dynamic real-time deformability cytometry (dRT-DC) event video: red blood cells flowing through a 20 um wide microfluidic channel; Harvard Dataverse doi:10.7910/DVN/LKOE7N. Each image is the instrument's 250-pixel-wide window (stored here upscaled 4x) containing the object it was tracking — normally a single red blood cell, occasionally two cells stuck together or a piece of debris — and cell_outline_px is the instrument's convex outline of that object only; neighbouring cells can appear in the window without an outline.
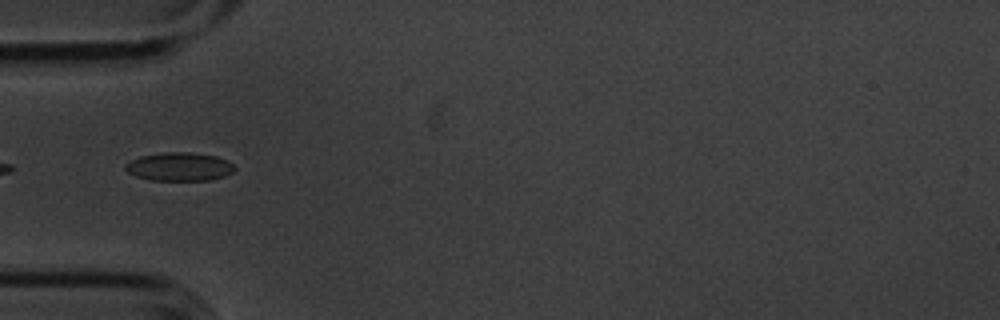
{"species": "common noctule bat (a hibernating species)", "species_latin": "Nyctalus noctula", "temperature_condition": "cold", "stored_images_in_passage": 5, "camera_frame_rate_fps": 3000, "um_per_image_px": 0.085, "animal": {"sex": "male", "body_mass_g": 20.1, "forearm_length_mm": 53.5}, "frame": {"image": 1, "passage_image": 5, "time_ms": 1.333, "image_size_px": [1000, 320], "cell_outline_px": [[236, 168], [232, 172], [224, 176], [208, 180], [148, 180], [136, 176], [128, 172], [124, 168], [124, 164], [140, 156], [164, 152], [192, 152], [216, 156], [228, 160]], "centroid_in_image_um": [15.24, 14.16], "position_along_channel_um": 69.8, "area_um2": 18.15}}